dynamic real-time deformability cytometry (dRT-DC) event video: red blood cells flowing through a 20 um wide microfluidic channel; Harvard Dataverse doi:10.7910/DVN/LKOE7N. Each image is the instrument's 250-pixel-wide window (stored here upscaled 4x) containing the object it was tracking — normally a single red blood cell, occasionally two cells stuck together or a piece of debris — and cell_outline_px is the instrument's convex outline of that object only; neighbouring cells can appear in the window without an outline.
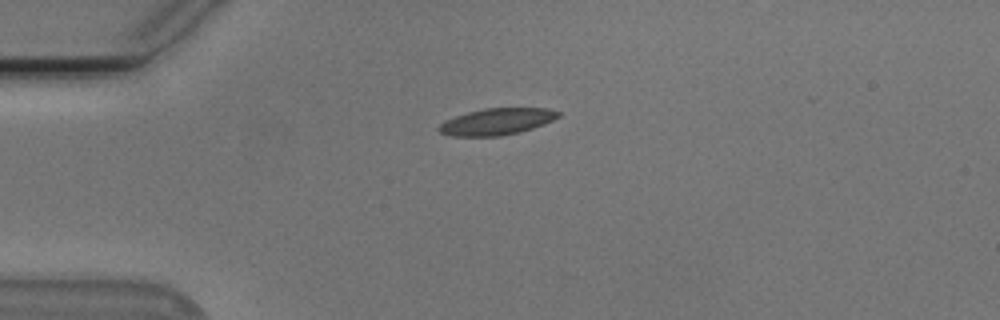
{"species": "Egyptian fruit bat (a non-hibernating species)", "species_latin": "Rousettus aegyptiacus", "temperature_condition": "cold", "stored_images_in_passage": 42, "camera_frame_rate_fps": 3000, "um_per_image_px": 0.085, "animal": {"sex": "male"}, "frame": {"image": 1, "passage_image": 1, "time_ms": 0.0, "image_size_px": [1000, 320], "cell_outline_px": [[560, 116], [544, 124], [520, 132], [500, 136], [452, 136], [440, 132], [436, 128], [444, 120], [468, 112], [484, 108], [548, 108], [560, 112]], "centroid_in_image_um": [42.21, 10.33], "position_along_channel_um": 42.8, "area_um2": 18.5}}
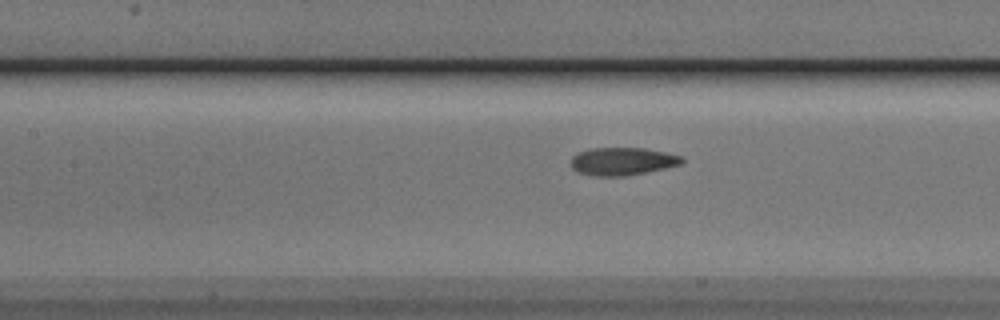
{"frame": {"image": 2, "passage_image": 12, "time_ms": 3.667, "image_size_px": [1000, 320], "cell_outline_px": [[684, 160], [680, 164], [664, 168], [624, 176], [592, 176], [576, 172], [572, 168], [572, 156], [576, 152], [592, 148], [644, 148], [684, 156]], "centroid_in_image_um": [52.87, 13.71], "position_along_channel_um": 154.5, "area_um2": 17.98}}
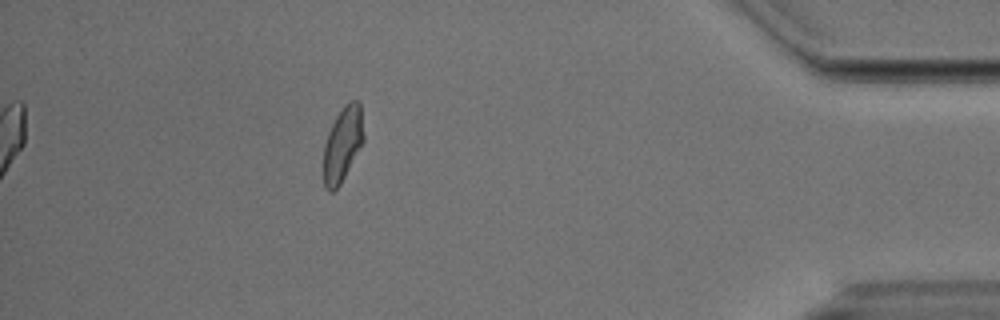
{"frame": {"image": 3, "passage_image": 36, "time_ms": 11.667, "image_size_px": [1000, 320], "cell_outline_px": [[364, 140], [340, 184], [332, 192], [328, 192], [324, 188], [324, 144], [328, 132], [336, 116], [344, 104], [348, 100], [360, 100], [364, 136]], "centroid_in_image_um": [29.12, 12.21], "position_along_channel_um": 406.1, "area_um2": 17.46}, "authors_computed_cell_mechanics": {"area_um2": 17.8602, "velocity_mm_per_s": 3.757, "shape_relaxation_time_tau1_ms": 6.5933, "shape_relaxation_time_tau2_ms": 1.1765, "deformation_change_tau1": 0.165, "deformation_change_tau2": 0.0724}}